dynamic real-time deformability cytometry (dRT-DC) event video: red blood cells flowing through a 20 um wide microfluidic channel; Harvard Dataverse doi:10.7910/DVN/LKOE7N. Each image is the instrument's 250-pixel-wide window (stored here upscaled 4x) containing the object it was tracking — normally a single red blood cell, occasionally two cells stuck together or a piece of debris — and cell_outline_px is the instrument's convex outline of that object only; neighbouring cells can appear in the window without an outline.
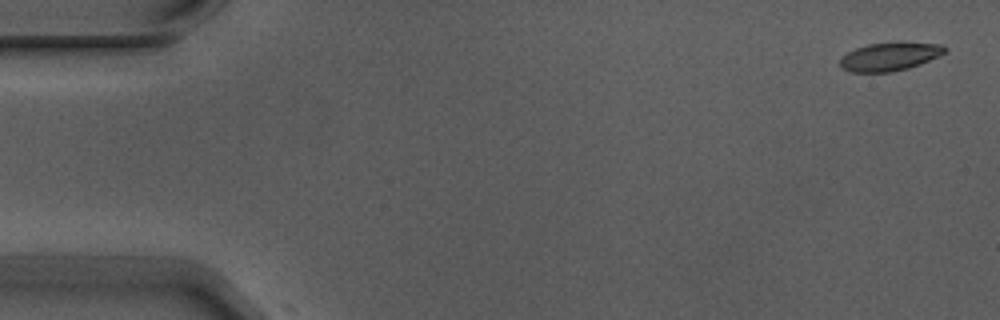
{"species": "Egyptian fruit bat (a non-hibernating species)", "species_latin": "Rousettus aegyptiacus", "temperature_condition": "warm", "stored_images_in_passage": 4, "camera_frame_rate_fps": 3000, "um_per_image_px": 0.085, "animal": {"sex": "male"}, "frame": {"image": 1, "passage_image": 1, "time_ms": 0.0, "image_size_px": [1000, 320], "cell_outline_px": [[948, 48], [944, 52], [920, 64], [908, 68], [892, 72], [848, 72], [840, 68], [840, 60], [848, 52], [856, 48], [868, 44], [900, 40], [940, 44]], "centroid_in_image_um": [75.62, 4.78], "position_along_channel_um": 9.4, "area_um2": 17.63}}
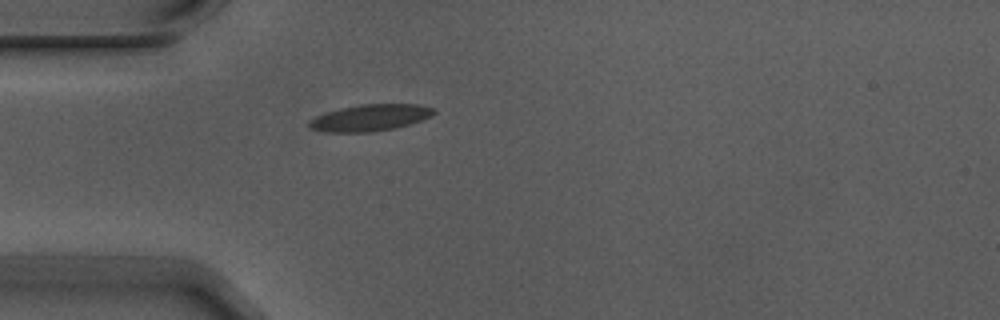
{"frame": {"image": 2, "passage_image": 4, "time_ms": 1.0, "image_size_px": [1000, 320], "cell_outline_px": [[436, 112], [432, 116], [396, 128], [368, 132], [324, 132], [308, 128], [308, 120], [316, 116], [340, 108], [360, 104], [420, 104], [436, 108]], "centroid_in_image_um": [31.46, 10.0], "position_along_channel_um": 53.5, "area_um2": 19.42}}